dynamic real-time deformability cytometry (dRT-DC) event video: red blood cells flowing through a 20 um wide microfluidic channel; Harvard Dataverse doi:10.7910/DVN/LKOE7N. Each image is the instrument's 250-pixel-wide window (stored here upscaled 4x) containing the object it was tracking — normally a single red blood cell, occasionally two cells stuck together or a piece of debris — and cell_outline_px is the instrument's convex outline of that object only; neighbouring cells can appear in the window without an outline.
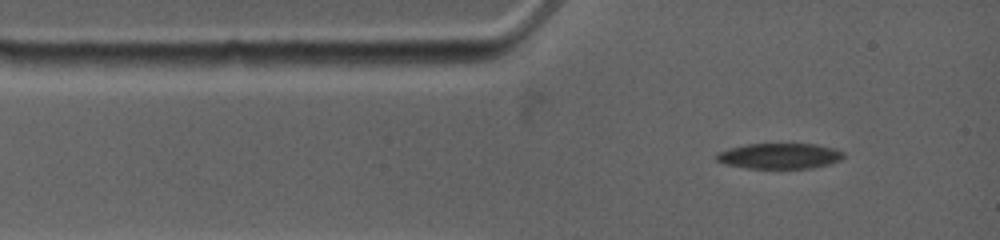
{"species": "common noctule bat (a hibernating species)", "species_latin": "Nyctalus noctula", "temperature_condition": "warm", "stored_images_in_passage": 4, "camera_frame_rate_fps": 4500, "um_per_image_px": 0.085, "animal": {"sex": "female", "body_mass_g": 19.0, "forearm_length_mm": 53.3}, "frame": {"image": 1, "passage_image": 1, "time_ms": 0.0, "image_size_px": [1000, 240], "cell_outline_px": [[844, 156], [840, 160], [828, 164], [812, 168], [744, 168], [724, 164], [716, 160], [716, 152], [728, 148], [748, 144], [816, 144], [832, 148], [844, 152]], "centroid_in_image_um": [66.22, 13.26], "position_along_channel_um": 18.8, "area_um2": 18.96}}
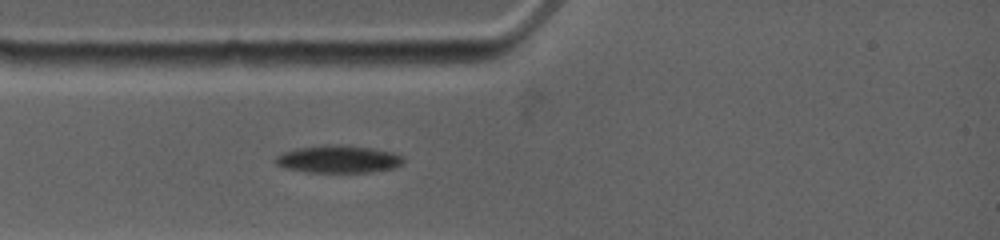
{"frame": {"image": 2, "passage_image": 4, "time_ms": 1.556, "image_size_px": [1000, 240], "cell_outline_px": [[404, 160], [400, 164], [392, 168], [368, 172], [308, 172], [284, 168], [276, 164], [272, 160], [276, 156], [284, 152], [296, 148], [324, 144], [340, 144], [372, 148], [392, 152], [404, 156]], "centroid_in_image_um": [28.71, 13.51], "position_along_channel_um": 56.3, "area_um2": 20.63}}